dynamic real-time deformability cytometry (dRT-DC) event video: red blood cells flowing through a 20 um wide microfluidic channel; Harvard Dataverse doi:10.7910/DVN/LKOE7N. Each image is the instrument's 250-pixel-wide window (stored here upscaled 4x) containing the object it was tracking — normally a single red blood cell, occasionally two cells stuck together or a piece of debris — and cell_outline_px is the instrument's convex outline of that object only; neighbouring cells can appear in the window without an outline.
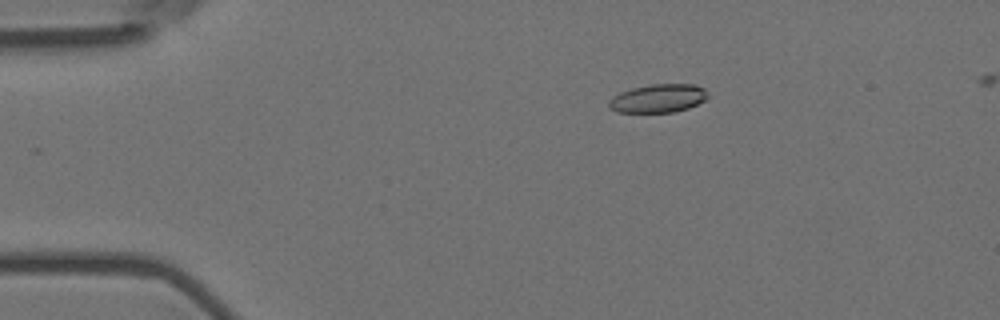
{"species": "Egyptian fruit bat (a non-hibernating species)", "species_latin": "Rousettus aegyptiacus", "temperature_condition": "room temperature", "stored_images_in_passage": 5, "camera_frame_rate_fps": 3000, "um_per_image_px": 0.085, "animal": {"sex": "female"}, "frame": {"image": 1, "passage_image": 3, "time_ms": 0.667, "image_size_px": [1000, 320], "cell_outline_px": [[708, 96], [704, 100], [688, 108], [672, 112], [616, 112], [608, 104], [608, 100], [612, 96], [620, 92], [632, 88], [652, 84], [692, 84], [704, 88], [708, 92]], "centroid_in_image_um": [55.93, 8.35], "position_along_channel_um": 29.1, "area_um2": 16.3}}